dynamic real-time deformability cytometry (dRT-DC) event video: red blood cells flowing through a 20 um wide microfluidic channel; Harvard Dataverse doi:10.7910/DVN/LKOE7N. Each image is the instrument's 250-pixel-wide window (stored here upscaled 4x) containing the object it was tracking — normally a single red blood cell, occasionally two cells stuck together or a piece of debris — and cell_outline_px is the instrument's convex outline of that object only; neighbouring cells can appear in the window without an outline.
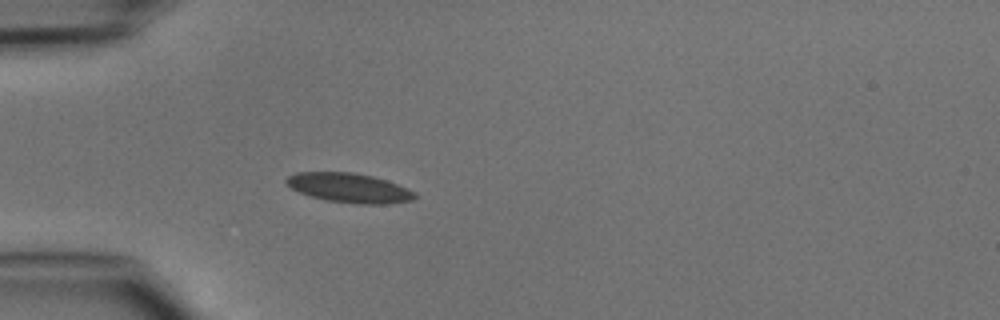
{"species": "common noctule bat (a hibernating species)", "species_latin": "Nyctalus noctula", "temperature_condition": "cold", "stored_images_in_passage": 48, "camera_frame_rate_fps": 3000, "um_per_image_px": 0.085, "animal": {"sex": "male", "body_mass_g": 15.6}, "frame": {"image": 1, "passage_image": 14, "time_ms": 4.333, "image_size_px": [1000, 320], "cell_outline_px": [[416, 196], [412, 200], [384, 204], [356, 204], [324, 200], [300, 192], [292, 188], [284, 180], [288, 176], [296, 172], [352, 172], [372, 176], [396, 184], [416, 192]], "centroid_in_image_um": [29.67, 15.97], "position_along_channel_um": 55.3, "area_um2": 21.85}}
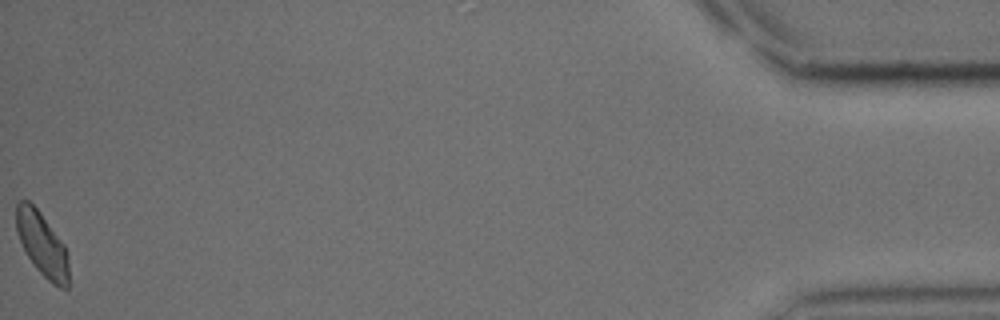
{"frame": {"image": 2, "passage_image": 48, "time_ms": 15.667, "image_size_px": [1000, 320], "cell_outline_px": [[68, 288], [60, 288], [52, 284], [36, 268], [28, 256], [20, 240], [16, 228], [16, 204], [20, 200], [28, 200], [40, 212], [64, 244], [68, 264]], "centroid_in_image_um": [3.57, 20.76], "position_along_channel_um": 431.6, "area_um2": 19.19}}